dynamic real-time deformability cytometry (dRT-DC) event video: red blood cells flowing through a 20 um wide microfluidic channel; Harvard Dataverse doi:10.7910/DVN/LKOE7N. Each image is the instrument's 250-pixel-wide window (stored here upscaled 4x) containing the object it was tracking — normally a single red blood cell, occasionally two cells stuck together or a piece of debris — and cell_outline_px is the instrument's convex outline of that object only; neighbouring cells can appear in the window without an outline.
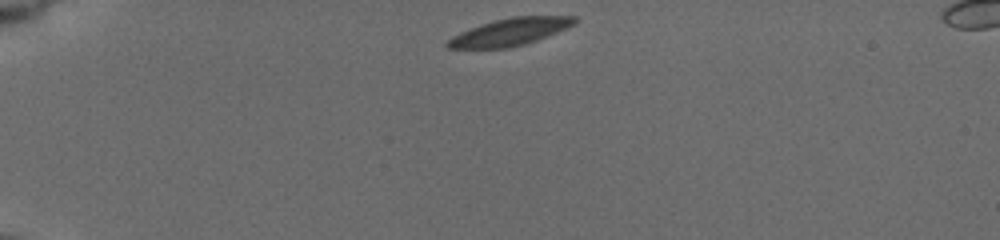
{"species": "common noctule bat (a hibernating species)", "species_latin": "Nyctalus noctula", "temperature_condition": "cold", "stored_images_in_passage": 32, "camera_frame_rate_fps": 3000, "um_per_image_px": 0.085, "animal": {"sex": "female", "body_mass_g": 19.5, "forearm_length_mm": 54.1}, "frame": {"image": 1, "passage_image": 1, "time_ms": 0.0, "image_size_px": [1000, 240], "cell_outline_px": [[576, 20], [572, 24], [544, 36], [520, 44], [504, 48], [448, 48], [444, 44], [452, 36], [460, 32], [480, 24], [512, 16], [576, 16]], "centroid_in_image_um": [43.23, 2.7], "position_along_channel_um": 41.8, "area_um2": 19.36}}
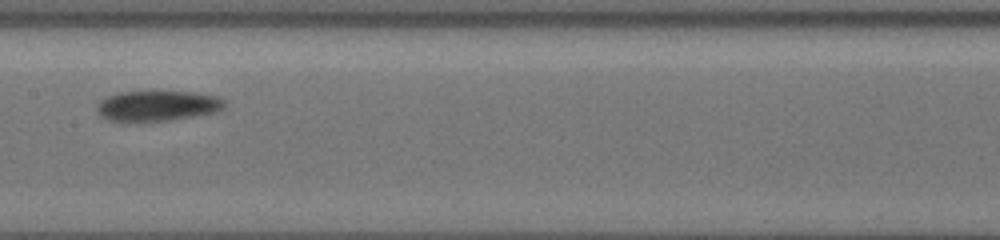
{"frame": {"image": 2, "passage_image": 22, "time_ms": 5.667, "image_size_px": [1000, 240], "cell_outline_px": [[224, 104], [220, 108], [212, 112], [168, 120], [112, 120], [104, 116], [96, 108], [108, 96], [120, 92], [152, 88], [196, 92], [216, 96], [224, 100]], "centroid_in_image_um": [13.41, 8.9], "position_along_channel_um": 194.0, "area_um2": 22.48}}
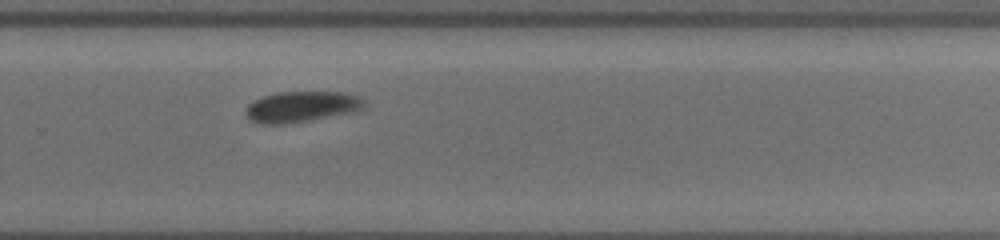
{"frame": {"image": 3, "passage_image": 32, "time_ms": 8.667, "image_size_px": [1000, 240], "cell_outline_px": [[368, 104], [360, 108], [348, 112], [308, 120], [280, 124], [260, 124], [252, 120], [248, 116], [248, 104], [264, 96], [276, 92], [348, 92], [364, 100]], "centroid_in_image_um": [25.63, 9.05], "position_along_channel_um": 304.2, "area_um2": 20.63}}